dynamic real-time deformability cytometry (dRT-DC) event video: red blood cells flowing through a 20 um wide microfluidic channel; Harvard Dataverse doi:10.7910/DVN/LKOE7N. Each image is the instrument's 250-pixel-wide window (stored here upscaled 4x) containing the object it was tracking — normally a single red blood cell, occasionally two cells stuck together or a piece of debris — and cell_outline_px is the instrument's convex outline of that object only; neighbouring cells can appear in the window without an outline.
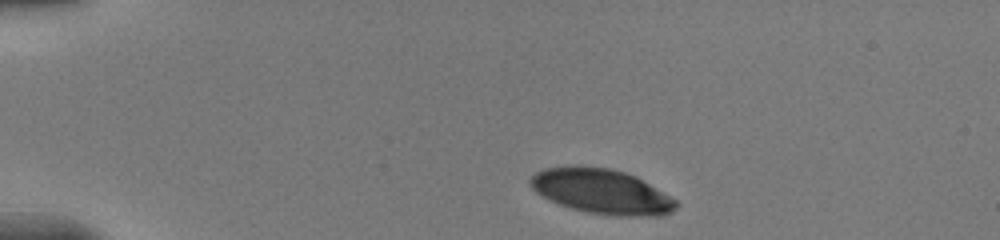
{"species": "human", "species_latin": "Homo sapiens", "temperature_condition": "warm", "stored_images_in_passage": 8, "camera_frame_rate_fps": 3000, "um_per_image_px": 0.085, "donor": {"sex": "male"}, "frame": {"image": 1, "passage_image": 1, "time_ms": 0.0, "image_size_px": [1000, 240], "cell_outline_px": [[680, 204], [676, 208], [664, 216], [612, 216], [588, 212], [572, 208], [560, 204], [536, 192], [528, 184], [528, 180], [536, 172], [544, 168], [568, 164], [580, 164], [612, 168], [636, 176], [676, 200]], "centroid_in_image_um": [51.12, 16.24], "position_along_channel_um": 33.9, "area_um2": 38.55}}
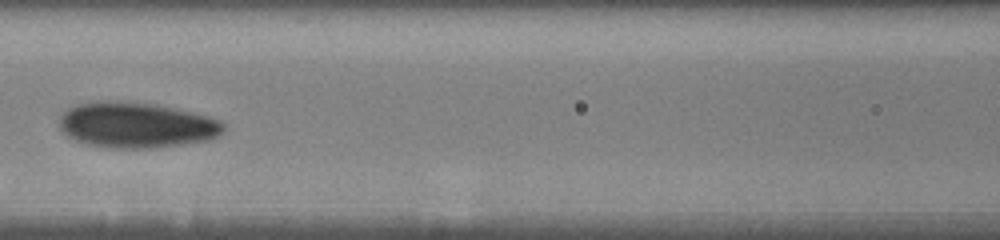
{"frame": {"image": 2, "passage_image": 6, "time_ms": 4.667, "image_size_px": [1000, 240], "cell_outline_px": [[224, 132], [208, 140], [184, 144], [152, 148], [104, 148], [80, 144], [72, 140], [60, 128], [60, 116], [68, 108], [76, 104], [104, 100], [116, 100], [156, 104], [176, 108], [208, 116], [220, 120], [224, 124]], "centroid_in_image_um": [11.55, 10.63], "position_along_channel_um": 155.0, "area_um2": 44.22}}
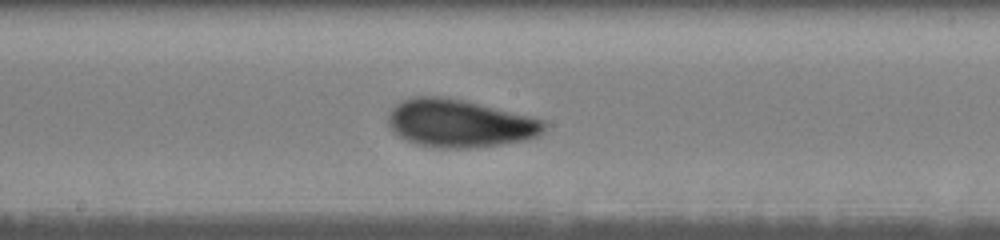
{"frame": {"image": 3, "passage_image": 8, "time_ms": 6.0, "image_size_px": [1000, 240], "cell_outline_px": [[548, 128], [540, 136], [524, 140], [500, 144], [472, 148], [444, 148], [416, 144], [392, 132], [388, 124], [388, 116], [392, 108], [396, 104], [412, 96], [440, 96], [464, 100], [544, 120], [548, 124]], "centroid_in_image_um": [39.08, 10.48], "position_along_channel_um": 209.1, "area_um2": 43.47}}